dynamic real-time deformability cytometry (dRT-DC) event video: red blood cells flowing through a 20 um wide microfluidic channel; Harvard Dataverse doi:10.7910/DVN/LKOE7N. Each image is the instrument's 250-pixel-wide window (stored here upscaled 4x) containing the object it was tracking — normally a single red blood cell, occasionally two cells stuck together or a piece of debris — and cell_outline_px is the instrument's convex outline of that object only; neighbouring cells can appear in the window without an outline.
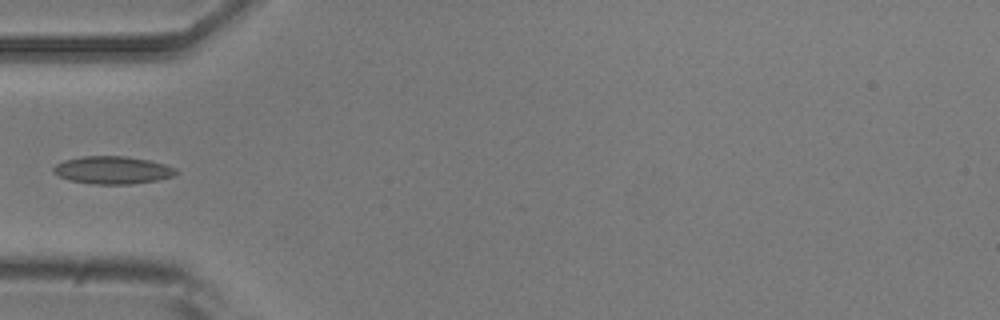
{"species": "common noctule bat (a hibernating species)", "species_latin": "Nyctalus noctula", "temperature_condition": "room temperature", "stored_images_in_passage": 5, "camera_frame_rate_fps": 3000, "um_per_image_px": 0.085, "animal": {"sex": "male", "body_mass_g": 20.5, "forearm_length_mm": 52.5}, "frame": {"image": 1, "passage_image": 4, "time_ms": 3.333, "image_size_px": [1000, 320], "cell_outline_px": [[180, 172], [176, 176], [156, 180], [132, 184], [92, 184], [68, 180], [52, 172], [52, 168], [56, 164], [64, 160], [84, 156], [124, 156], [148, 160], [164, 164], [176, 168]], "centroid_in_image_um": [9.58, 14.46], "position_along_channel_um": 75.4, "area_um2": 19.88}}
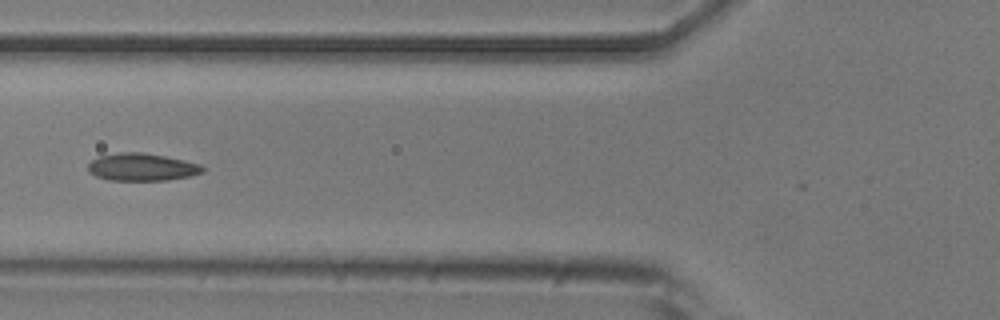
{"frame": {"image": 2, "passage_image": 5, "time_ms": 4.333, "image_size_px": [1000, 320], "cell_outline_px": [[204, 172], [188, 176], [168, 180], [108, 180], [96, 176], [88, 172], [88, 164], [92, 160], [100, 156], [120, 152], [144, 152], [184, 160], [200, 164], [204, 168]], "centroid_in_image_um": [12.05, 14.2], "position_along_channel_um": 113.8, "area_um2": 18.32}}